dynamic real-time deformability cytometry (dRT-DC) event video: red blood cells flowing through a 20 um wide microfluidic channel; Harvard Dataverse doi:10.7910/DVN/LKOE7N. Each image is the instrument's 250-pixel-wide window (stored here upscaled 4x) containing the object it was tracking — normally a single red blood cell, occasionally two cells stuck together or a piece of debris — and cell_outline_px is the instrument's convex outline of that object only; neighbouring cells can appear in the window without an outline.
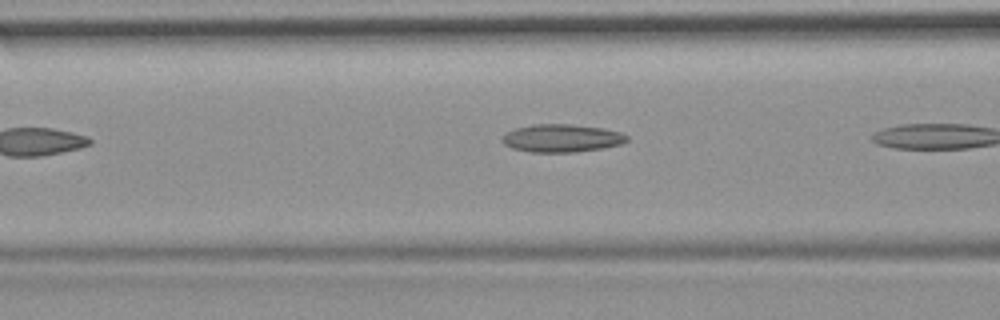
{"species": "common noctule bat (a hibernating species)", "species_latin": "Nyctalus noctula", "temperature_condition": "room temperature", "stored_images_in_passage": 7, "camera_frame_rate_fps": 3000, "um_per_image_px": 0.085, "animal": {"sex": "female", "body_mass_g": 19.9}, "frame": {"image": 1, "passage_image": 6, "time_ms": 1.667, "image_size_px": [1000, 320], "cell_outline_px": [[628, 140], [620, 144], [600, 148], [572, 152], [532, 152], [512, 148], [504, 144], [500, 140], [504, 132], [516, 128], [532, 124], [568, 124], [604, 128], [620, 132], [628, 136]], "centroid_in_image_um": [47.69, 11.73], "position_along_channel_um": 118.9, "area_um2": 20.23}}